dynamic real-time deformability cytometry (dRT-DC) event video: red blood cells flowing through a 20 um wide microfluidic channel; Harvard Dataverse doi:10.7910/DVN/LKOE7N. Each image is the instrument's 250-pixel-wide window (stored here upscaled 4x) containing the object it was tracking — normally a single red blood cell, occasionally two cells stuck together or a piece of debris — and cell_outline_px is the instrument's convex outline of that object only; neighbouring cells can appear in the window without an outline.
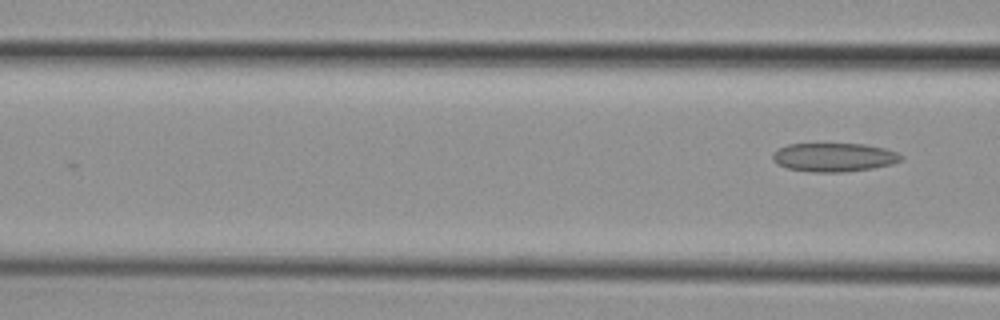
{"species": "common noctule bat (a hibernating species)", "species_latin": "Nyctalus noctula", "temperature_condition": "cold", "stored_images_in_passage": 3, "camera_frame_rate_fps": 3000, "um_per_image_px": 0.085, "animal": {"sex": "female", "body_mass_g": 29.2, "forearm_length_mm": 56.3}, "frame": {"image": 1, "passage_image": 3, "time_ms": 2.667, "image_size_px": [1000, 320], "cell_outline_px": [[904, 156], [900, 160], [892, 164], [872, 168], [844, 172], [812, 172], [788, 168], [776, 164], [772, 160], [772, 152], [776, 148], [788, 144], [864, 144], [884, 148], [896, 152]], "centroid_in_image_um": [70.84, 13.36], "position_along_channel_um": 95.8, "area_um2": 21.56}}